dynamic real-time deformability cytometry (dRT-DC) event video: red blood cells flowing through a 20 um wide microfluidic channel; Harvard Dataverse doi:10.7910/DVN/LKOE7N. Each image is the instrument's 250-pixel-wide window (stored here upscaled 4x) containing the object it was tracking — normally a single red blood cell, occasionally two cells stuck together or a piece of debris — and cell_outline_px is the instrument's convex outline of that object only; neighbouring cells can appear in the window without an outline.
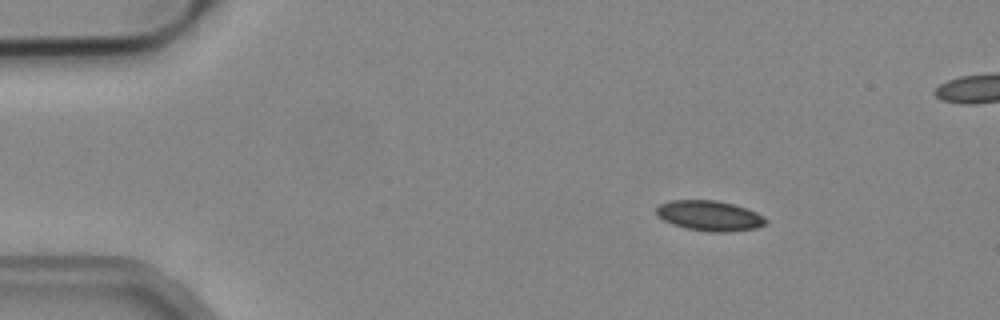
{"species": "common noctule bat (a hibernating species)", "species_latin": "Nyctalus noctula", "temperature_condition": "cold", "stored_images_in_passage": 5, "camera_frame_rate_fps": 3000, "um_per_image_px": 0.085, "animal": {"sex": "male", "body_mass_g": 19.2, "forearm_length_mm": 51.8}, "frame": {"image": 1, "passage_image": 2, "time_ms": 0.333, "image_size_px": [1000, 320], "cell_outline_px": [[768, 224], [756, 228], [728, 232], [712, 232], [688, 228], [672, 224], [664, 220], [656, 212], [656, 208], [660, 204], [672, 200], [716, 200], [732, 204], [756, 212], [764, 216], [768, 220]], "centroid_in_image_um": [60.35, 18.34], "position_along_channel_um": 24.6, "area_um2": 19.13}}